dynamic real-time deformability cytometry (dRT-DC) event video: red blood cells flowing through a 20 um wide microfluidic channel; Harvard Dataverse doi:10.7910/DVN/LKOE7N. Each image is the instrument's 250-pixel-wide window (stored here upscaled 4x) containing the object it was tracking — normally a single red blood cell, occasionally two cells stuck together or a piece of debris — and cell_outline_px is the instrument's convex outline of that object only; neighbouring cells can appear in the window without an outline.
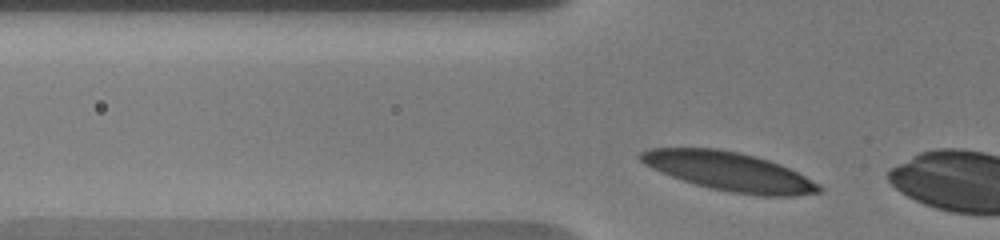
{"species": "human", "species_latin": "Homo sapiens", "temperature_condition": "warm", "stored_images_in_passage": 4, "camera_frame_rate_fps": 3000, "um_per_image_px": 0.085, "donor": {"sex": "male"}, "frame": {"image": 1, "passage_image": 2, "time_ms": 0.333, "image_size_px": [1000, 240], "cell_outline_px": [[824, 192], [796, 196], [764, 196], [732, 192], [712, 188], [696, 184], [672, 176], [652, 168], [644, 164], [636, 156], [640, 152], [648, 148], [716, 148], [740, 152], [756, 156], [780, 164], [820, 184], [824, 188]], "centroid_in_image_um": [62.01, 14.57], "position_along_channel_um": 63.8, "area_um2": 40.23}}